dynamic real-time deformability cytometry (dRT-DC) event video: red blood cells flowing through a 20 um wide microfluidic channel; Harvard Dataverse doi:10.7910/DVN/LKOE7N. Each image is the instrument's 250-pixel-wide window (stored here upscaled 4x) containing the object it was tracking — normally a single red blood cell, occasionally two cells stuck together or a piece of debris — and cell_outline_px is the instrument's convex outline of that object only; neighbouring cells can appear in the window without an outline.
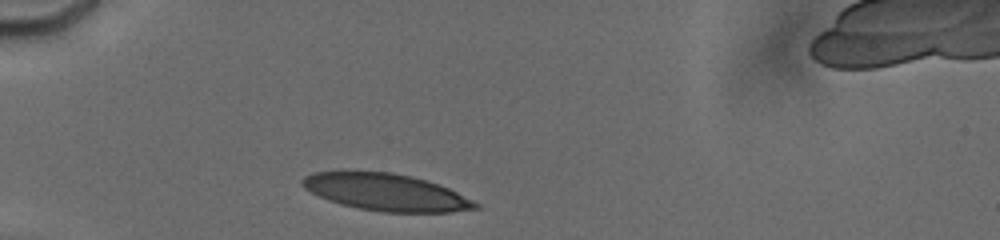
{"species": "human", "species_latin": "Homo sapiens", "temperature_condition": "cold", "stored_images_in_passage": 15, "camera_frame_rate_fps": 3000, "um_per_image_px": 0.085, "donor": {"sex": "male"}, "frame": {"image": 1, "passage_image": 2, "time_ms": 0.333, "image_size_px": [1000, 240], "cell_outline_px": [[480, 208], [452, 212], [384, 212], [360, 208], [340, 204], [328, 200], [304, 188], [300, 184], [300, 180], [304, 176], [312, 172], [340, 168], [392, 172], [412, 176], [448, 188], [480, 204]], "centroid_in_image_um": [32.7, 16.29], "position_along_channel_um": 52.3, "area_um2": 38.09}}
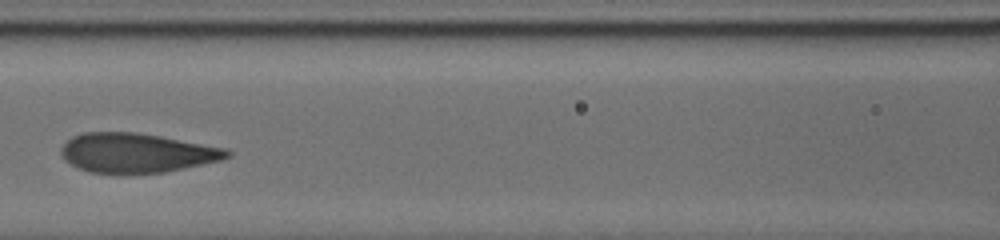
{"frame": {"image": 2, "passage_image": 11, "time_ms": 3.667, "image_size_px": [1000, 240], "cell_outline_px": [[232, 156], [224, 160], [164, 172], [128, 176], [116, 176], [88, 172], [64, 160], [60, 152], [60, 148], [72, 136], [84, 132], [136, 132], [160, 136], [228, 148], [232, 152]], "centroid_in_image_um": [11.63, 13.03], "position_along_channel_um": 155.0, "area_um2": 39.25}}
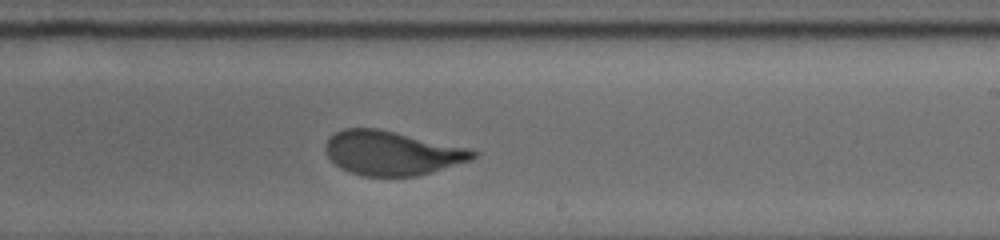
{"frame": {"image": 3, "passage_image": 15, "time_ms": 6.333, "image_size_px": [1000, 240], "cell_outline_px": [[476, 156], [472, 160], [432, 172], [416, 176], [360, 176], [348, 172], [340, 168], [328, 156], [324, 148], [324, 144], [328, 136], [344, 128], [376, 128], [472, 148], [476, 152]], "centroid_in_image_um": [33.3, 13.01], "position_along_channel_um": 255.7, "area_um2": 38.26}}